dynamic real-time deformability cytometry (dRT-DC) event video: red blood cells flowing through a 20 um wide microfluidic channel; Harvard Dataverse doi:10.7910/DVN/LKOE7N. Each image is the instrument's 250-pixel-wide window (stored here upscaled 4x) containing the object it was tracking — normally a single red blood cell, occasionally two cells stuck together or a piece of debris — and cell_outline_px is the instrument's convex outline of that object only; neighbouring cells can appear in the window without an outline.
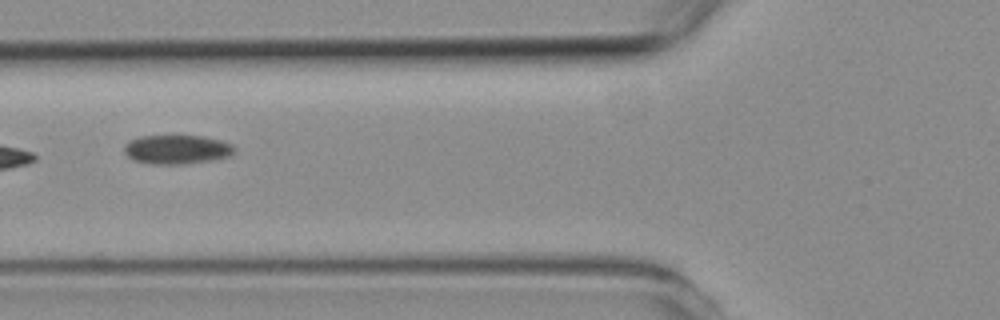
{"species": "common noctule bat (a hibernating species)", "species_latin": "Nyctalus noctula", "temperature_condition": "room temperature", "stored_images_in_passage": 8, "camera_frame_rate_fps": 3000, "um_per_image_px": 0.085, "animal": {"sex": "female", "body_mass_g": 19.3, "forearm_length_mm": 54.1}, "frame": {"image": 1, "passage_image": 5, "time_ms": 4.667, "image_size_px": [1000, 320], "cell_outline_px": [[236, 152], [232, 156], [216, 160], [184, 164], [152, 164], [132, 160], [124, 152], [124, 148], [128, 140], [140, 136], [204, 136], [220, 140], [232, 144], [236, 148]], "centroid_in_image_um": [15.08, 12.71], "position_along_channel_um": 110.7, "area_um2": 19.02}}
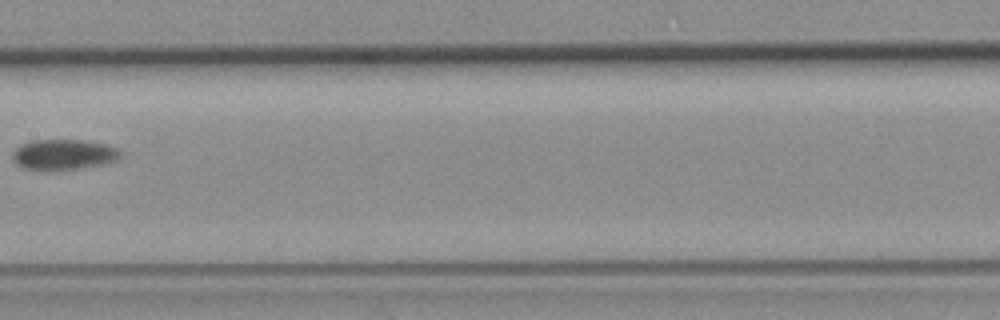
{"frame": {"image": 2, "passage_image": 7, "time_ms": 7.0, "image_size_px": [1000, 320], "cell_outline_px": [[120, 156], [116, 160], [104, 164], [80, 168], [52, 172], [44, 172], [24, 168], [16, 164], [12, 160], [12, 152], [20, 144], [32, 140], [84, 140], [104, 144], [116, 148], [120, 152]], "centroid_in_image_um": [5.33, 13.16], "position_along_channel_um": 202.1, "area_um2": 19.59}}
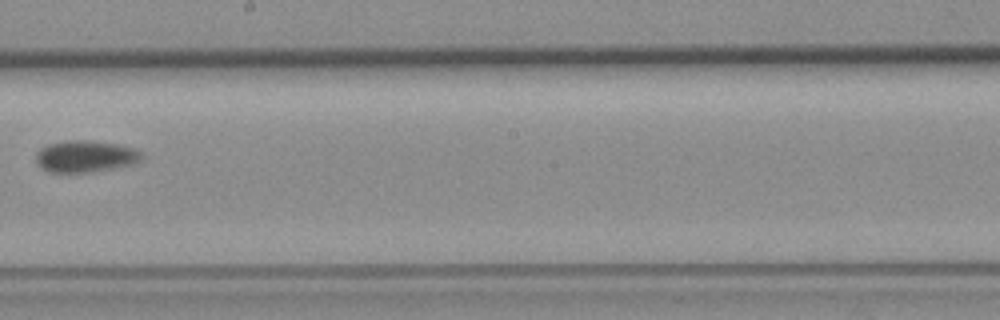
{"frame": {"image": 3, "passage_image": 8, "time_ms": 8.0, "image_size_px": [1000, 320], "cell_outline_px": [[144, 156], [140, 160], [132, 164], [92, 172], [48, 172], [36, 164], [36, 152], [40, 148], [48, 144], [68, 140], [84, 140], [116, 144], [132, 148], [140, 152]], "centroid_in_image_um": [7.21, 13.29], "position_along_channel_um": 241.0, "area_um2": 19.42}}